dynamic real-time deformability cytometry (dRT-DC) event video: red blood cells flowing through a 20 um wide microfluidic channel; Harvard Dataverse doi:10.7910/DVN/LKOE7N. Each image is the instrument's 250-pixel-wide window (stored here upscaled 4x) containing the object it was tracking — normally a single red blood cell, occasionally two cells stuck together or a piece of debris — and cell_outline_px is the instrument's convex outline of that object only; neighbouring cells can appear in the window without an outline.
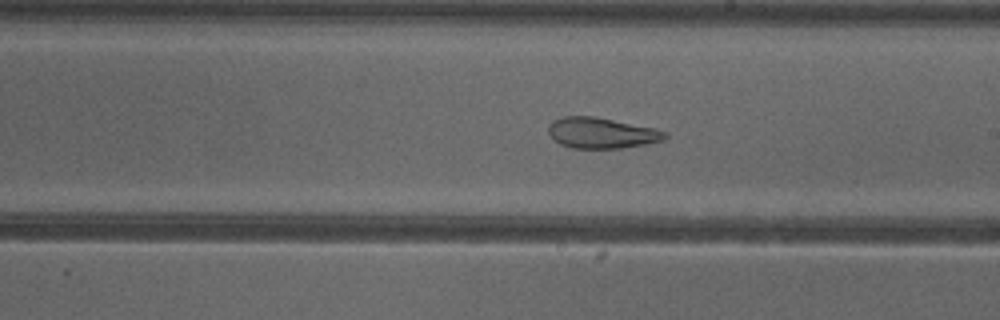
{"species": "common noctule bat (a hibernating species)", "species_latin": "Nyctalus noctula", "temperature_condition": "cold", "stored_images_in_passage": 53, "camera_frame_rate_fps": 3000, "um_per_image_px": 0.085, "animal": {"sex": "female"}, "frame": {"image": 1, "passage_image": 31, "time_ms": 10.0, "image_size_px": [1000, 320], "cell_outline_px": [[668, 136], [664, 140], [644, 144], [620, 148], [572, 148], [560, 144], [552, 140], [548, 132], [548, 124], [552, 120], [564, 116], [596, 116], [656, 128], [664, 132]], "centroid_in_image_um": [51.09, 11.29], "position_along_channel_um": 237.9, "area_um2": 21.1}, "authors_computed_cell_mechanics": {"area_um2": 28.5532, "velocity_mm_per_s": 3.8535, "shape_relaxation_time_tau1_ms": null, "shape_relaxation_time_tau2_ms": 2.1289, "deformation_change_tau1": null, "deformation_change_tau2": 0.1029}}